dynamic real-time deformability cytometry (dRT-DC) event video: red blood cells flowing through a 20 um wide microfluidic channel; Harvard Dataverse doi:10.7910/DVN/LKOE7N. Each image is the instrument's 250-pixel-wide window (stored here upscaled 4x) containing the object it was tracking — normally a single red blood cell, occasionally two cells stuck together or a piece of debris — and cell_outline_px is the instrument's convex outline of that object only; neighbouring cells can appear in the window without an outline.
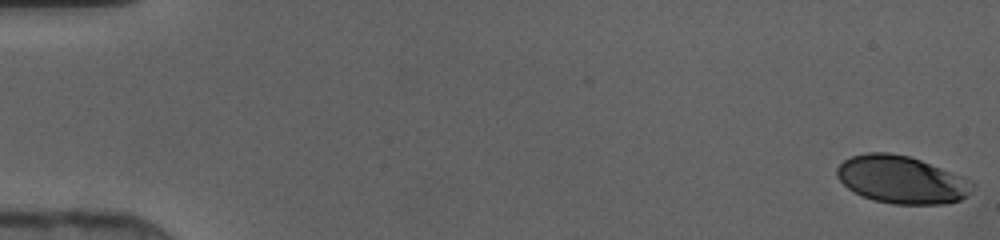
{"species": "human", "species_latin": "Homo sapiens", "temperature_condition": "cold", "stored_images_in_passage": 47, "camera_frame_rate_fps": 3000, "um_per_image_px": 0.085, "donor": {"sex": "female"}, "frame": {"image": 1, "passage_image": 1, "time_ms": 0.0, "image_size_px": [1000, 240], "cell_outline_px": [[976, 184], [968, 196], [960, 200], [948, 204], [892, 204], [872, 200], [860, 196], [848, 188], [836, 176], [836, 168], [844, 160], [852, 156], [868, 152], [888, 152], [908, 156], [920, 160], [972, 180]], "centroid_in_image_um": [76.64, 15.29], "position_along_channel_um": 8.4, "area_um2": 37.8}}
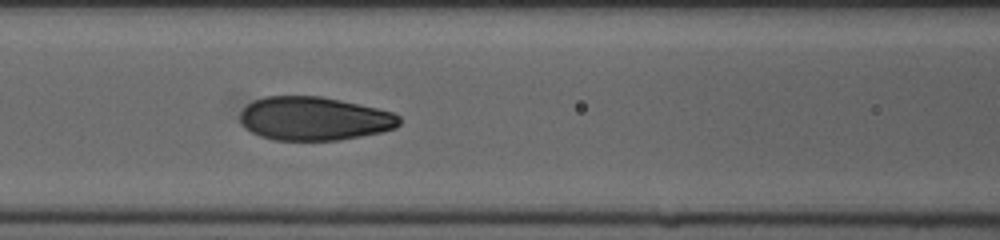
{"frame": {"image": 2, "passage_image": 21, "time_ms": 6.667, "image_size_px": [1000, 240], "cell_outline_px": [[400, 124], [396, 128], [380, 132], [340, 140], [272, 140], [260, 136], [244, 128], [240, 124], [240, 112], [248, 104], [264, 96], [320, 96], [340, 100], [376, 108], [392, 112], [400, 116]], "centroid_in_image_um": [26.68, 10.09], "position_along_channel_um": 139.9, "area_um2": 40.46}}
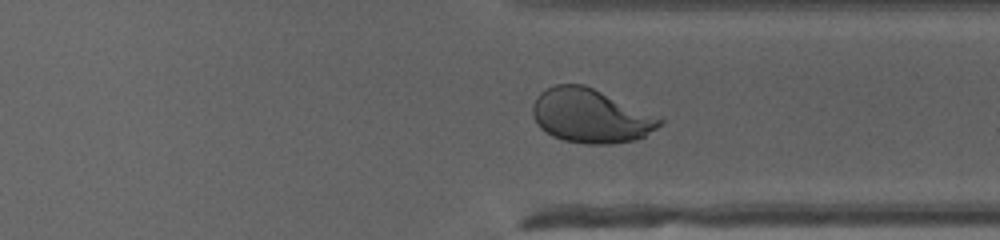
{"frame": {"image": 3, "passage_image": 36, "time_ms": 11.667, "image_size_px": [1000, 240], "cell_outline_px": [[664, 120], [656, 128], [644, 136], [636, 140], [612, 144], [584, 144], [564, 140], [552, 136], [540, 128], [536, 124], [532, 116], [532, 104], [536, 96], [540, 92], [556, 84], [584, 84]], "centroid_in_image_um": [50.12, 9.86], "position_along_channel_um": 361.3, "area_um2": 39.65}}